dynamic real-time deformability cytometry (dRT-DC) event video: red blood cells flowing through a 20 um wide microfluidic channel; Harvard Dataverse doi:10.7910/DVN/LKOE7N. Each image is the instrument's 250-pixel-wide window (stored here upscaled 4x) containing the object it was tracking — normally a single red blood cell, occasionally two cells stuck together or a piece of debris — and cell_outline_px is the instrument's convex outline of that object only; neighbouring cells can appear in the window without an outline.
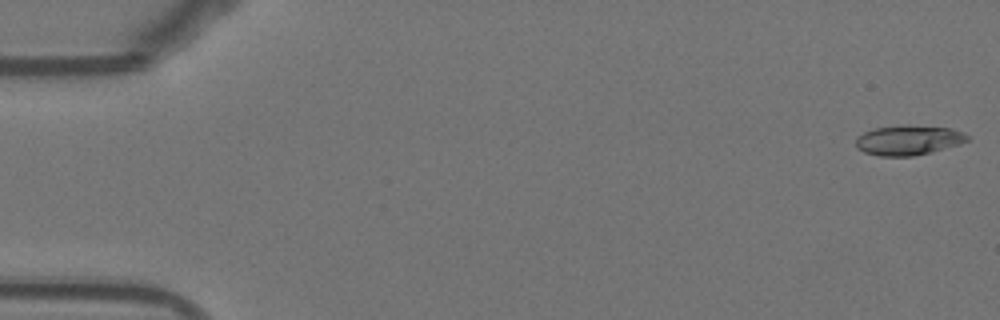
{"species": "Egyptian fruit bat (a non-hibernating species)", "species_latin": "Rousettus aegyptiacus", "temperature_condition": "warm", "stored_images_in_passage": 52, "camera_frame_rate_fps": 3000, "um_per_image_px": 0.085, "animal": {"sex": "female"}, "frame": {"image": 1, "passage_image": 1, "time_ms": 0.0, "image_size_px": [1000, 320], "cell_outline_px": [[968, 140], [960, 144], [932, 152], [912, 156], [880, 156], [864, 152], [856, 148], [856, 136], [872, 128], [952, 128], [964, 132], [968, 136]], "centroid_in_image_um": [77.19, 11.97], "position_along_channel_um": 7.8, "area_um2": 18.55}}
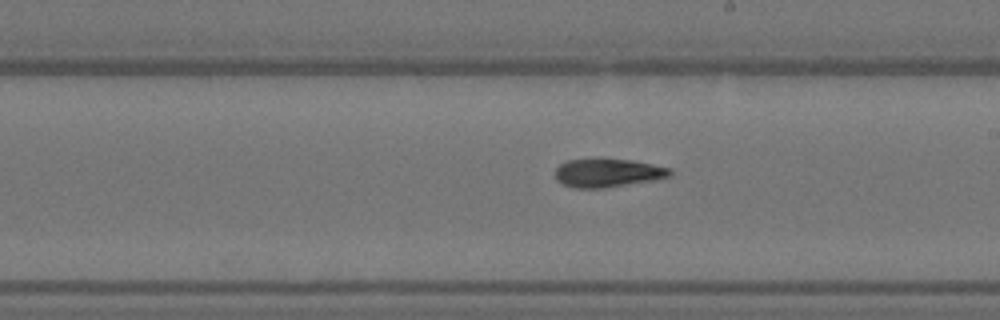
{"frame": {"image": 2, "passage_image": 30, "time_ms": 9.667, "image_size_px": [1000, 320], "cell_outline_px": [[672, 172], [668, 176], [652, 180], [604, 188], [576, 188], [564, 184], [556, 180], [556, 168], [560, 164], [568, 160], [600, 156], [632, 160], [672, 168]], "centroid_in_image_um": [51.63, 14.65], "position_along_channel_um": 237.4, "area_um2": 19.48}}
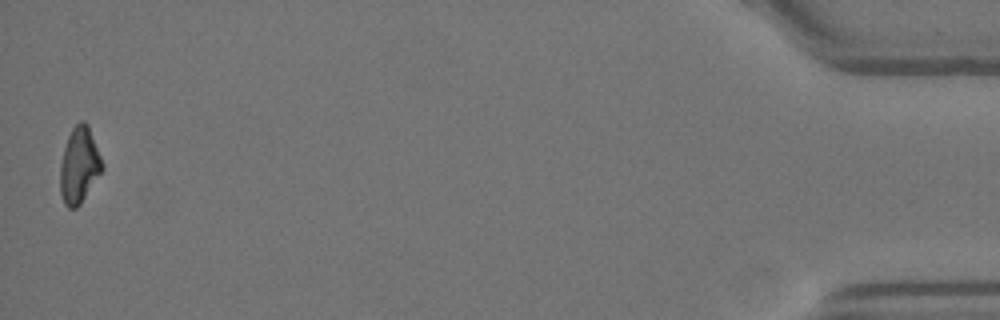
{"frame": {"image": 3, "passage_image": 52, "time_ms": 17.0, "image_size_px": [1000, 320], "cell_outline_px": [[104, 168], [80, 204], [76, 208], [68, 208], [64, 204], [60, 192], [60, 164], [64, 148], [68, 136], [72, 128], [80, 120], [84, 120], [88, 124], [104, 164]], "centroid_in_image_um": [6.73, 14.04], "position_along_channel_um": 428.5, "area_um2": 18.67}, "authors_computed_cell_mechanics": {"area_um2": 19.0162, "velocity_mm_per_s": 3.8661, "shape_relaxation_time_tau1_ms": 9.1609, "shape_relaxation_time_tau2_ms": 5.7141, "deformation_change_tau1": 0.2657, "deformation_change_tau2": 0.1395}}